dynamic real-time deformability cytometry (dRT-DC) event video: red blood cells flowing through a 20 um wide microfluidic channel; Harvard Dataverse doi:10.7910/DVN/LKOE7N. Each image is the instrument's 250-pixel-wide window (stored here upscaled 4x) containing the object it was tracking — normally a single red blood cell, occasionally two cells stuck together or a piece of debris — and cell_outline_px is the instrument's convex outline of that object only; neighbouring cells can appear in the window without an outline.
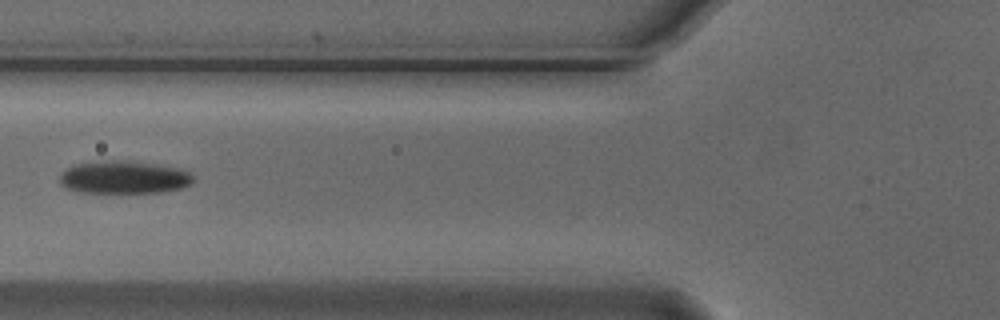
{"species": "Egyptian fruit bat (a non-hibernating species)", "species_latin": "Rousettus aegyptiacus", "temperature_condition": "cold", "stored_images_in_passage": 3, "camera_frame_rate_fps": 3000, "um_per_image_px": 0.085, "animal": {"sex": "male"}, "frame": {"image": 1, "passage_image": 3, "time_ms": 0.667, "image_size_px": [1000, 320], "cell_outline_px": [[192, 184], [180, 188], [164, 192], [80, 192], [64, 188], [60, 184], [60, 176], [68, 168], [76, 164], [104, 160], [128, 160], [176, 168], [188, 172], [192, 176]], "centroid_in_image_um": [10.5, 15.07], "position_along_channel_um": 115.3, "area_um2": 25.26}}